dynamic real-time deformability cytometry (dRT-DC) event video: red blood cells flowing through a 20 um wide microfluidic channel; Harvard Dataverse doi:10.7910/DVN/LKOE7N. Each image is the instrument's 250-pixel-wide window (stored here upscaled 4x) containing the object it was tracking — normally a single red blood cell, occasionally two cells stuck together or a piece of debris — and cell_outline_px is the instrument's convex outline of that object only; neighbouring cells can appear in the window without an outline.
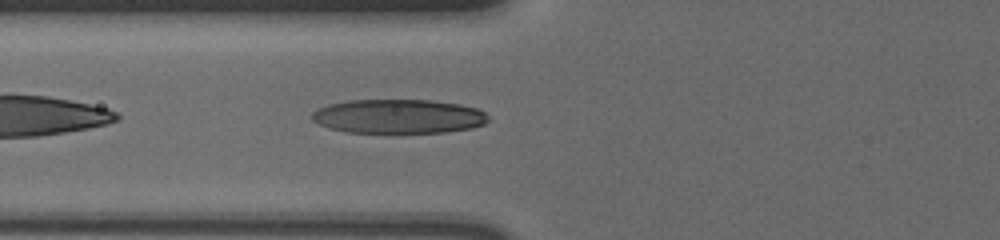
{"species": "human", "species_latin": "Homo sapiens", "temperature_condition": "cold", "stored_images_in_passage": 37, "camera_frame_rate_fps": 3000, "um_per_image_px": 0.085, "donor": {"sex": "male"}, "frame": {"image": 1, "passage_image": 3, "time_ms": 0.667, "image_size_px": [1000, 240], "cell_outline_px": [[488, 120], [484, 124], [472, 128], [444, 132], [348, 132], [328, 128], [312, 120], [312, 112], [328, 104], [348, 100], [428, 100], [460, 104], [476, 108], [484, 112], [488, 116]], "centroid_in_image_um": [33.87, 9.88], "position_along_channel_um": 91.9, "area_um2": 34.91}}
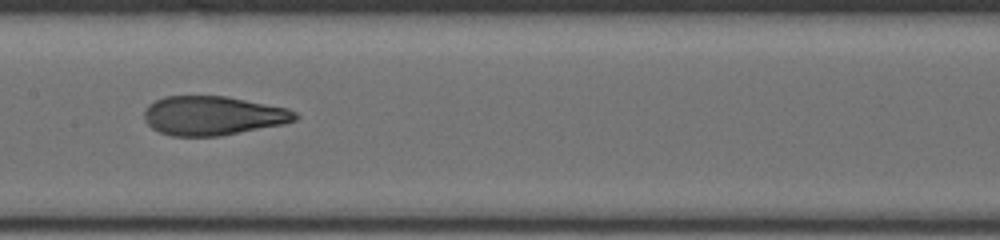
{"frame": {"image": 2, "passage_image": 11, "time_ms": 3.333, "image_size_px": [1000, 240], "cell_outline_px": [[300, 116], [296, 120], [284, 124], [220, 136], [172, 136], [160, 132], [152, 128], [144, 120], [144, 112], [148, 104], [164, 96], [228, 96], [288, 108], [296, 112]], "centroid_in_image_um": [18.11, 9.83], "position_along_channel_um": 189.3, "area_um2": 34.62}}
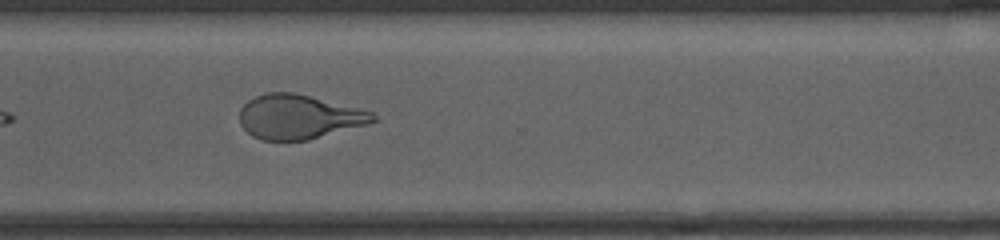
{"frame": {"image": 3, "passage_image": 24, "time_ms": 7.667, "image_size_px": [1000, 240], "cell_outline_px": [[380, 120], [368, 124], [308, 140], [260, 140], [252, 136], [240, 124], [240, 108], [248, 100], [256, 96], [268, 92], [296, 92], [372, 112]], "centroid_in_image_um": [25.39, 9.93], "position_along_channel_um": 345.2, "area_um2": 34.45}, "authors_computed_cell_mechanics": {"area_um2": 35.4314, "velocity_mm_per_s": 3.6119, "shape_relaxation_time_tau1_ms": 4.6055, "shape_relaxation_time_tau2_ms": 1.2166, "deformation_change_tau1": 0.1951, "deformation_change_tau2": 0.0881}}